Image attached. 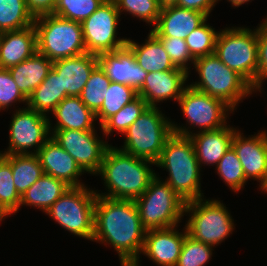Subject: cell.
Wrapping results in <instances>:
<instances>
[{
  "label": "cell",
  "instance_id": "b9f144b4",
  "mask_svg": "<svg viewBox=\"0 0 267 266\" xmlns=\"http://www.w3.org/2000/svg\"><path fill=\"white\" fill-rule=\"evenodd\" d=\"M258 38V91L263 80L267 79V18L257 28Z\"/></svg>",
  "mask_w": 267,
  "mask_h": 266
},
{
  "label": "cell",
  "instance_id": "277c9868",
  "mask_svg": "<svg viewBox=\"0 0 267 266\" xmlns=\"http://www.w3.org/2000/svg\"><path fill=\"white\" fill-rule=\"evenodd\" d=\"M33 25L36 30L37 52L49 60L87 53L81 23L51 13L36 16Z\"/></svg>",
  "mask_w": 267,
  "mask_h": 266
},
{
  "label": "cell",
  "instance_id": "83f0119b",
  "mask_svg": "<svg viewBox=\"0 0 267 266\" xmlns=\"http://www.w3.org/2000/svg\"><path fill=\"white\" fill-rule=\"evenodd\" d=\"M67 97L61 92L60 77L52 68L44 81L32 91L27 98V107L45 116L47 112H53L56 106Z\"/></svg>",
  "mask_w": 267,
  "mask_h": 266
},
{
  "label": "cell",
  "instance_id": "bcb514c9",
  "mask_svg": "<svg viewBox=\"0 0 267 266\" xmlns=\"http://www.w3.org/2000/svg\"><path fill=\"white\" fill-rule=\"evenodd\" d=\"M8 215H11V213L7 211L4 208V206L0 203V221H2Z\"/></svg>",
  "mask_w": 267,
  "mask_h": 266
},
{
  "label": "cell",
  "instance_id": "4316f807",
  "mask_svg": "<svg viewBox=\"0 0 267 266\" xmlns=\"http://www.w3.org/2000/svg\"><path fill=\"white\" fill-rule=\"evenodd\" d=\"M69 188L64 181L44 174L27 189L20 206H34L46 212Z\"/></svg>",
  "mask_w": 267,
  "mask_h": 266
},
{
  "label": "cell",
  "instance_id": "52a82bcc",
  "mask_svg": "<svg viewBox=\"0 0 267 266\" xmlns=\"http://www.w3.org/2000/svg\"><path fill=\"white\" fill-rule=\"evenodd\" d=\"M146 231L177 227L185 214L183 201L165 181L155 175L147 190L134 200Z\"/></svg>",
  "mask_w": 267,
  "mask_h": 266
},
{
  "label": "cell",
  "instance_id": "7dc6e473",
  "mask_svg": "<svg viewBox=\"0 0 267 266\" xmlns=\"http://www.w3.org/2000/svg\"><path fill=\"white\" fill-rule=\"evenodd\" d=\"M231 2L232 6L238 7L246 2H249L250 0H228Z\"/></svg>",
  "mask_w": 267,
  "mask_h": 266
},
{
  "label": "cell",
  "instance_id": "2e32d148",
  "mask_svg": "<svg viewBox=\"0 0 267 266\" xmlns=\"http://www.w3.org/2000/svg\"><path fill=\"white\" fill-rule=\"evenodd\" d=\"M232 147L241 162L246 179H257L262 187L267 179V133L262 131L256 136L243 137L235 131Z\"/></svg>",
  "mask_w": 267,
  "mask_h": 266
},
{
  "label": "cell",
  "instance_id": "ab89813d",
  "mask_svg": "<svg viewBox=\"0 0 267 266\" xmlns=\"http://www.w3.org/2000/svg\"><path fill=\"white\" fill-rule=\"evenodd\" d=\"M163 45L173 64L189 72L188 61L194 63L186 41L178 37H156Z\"/></svg>",
  "mask_w": 267,
  "mask_h": 266
},
{
  "label": "cell",
  "instance_id": "603a6c76",
  "mask_svg": "<svg viewBox=\"0 0 267 266\" xmlns=\"http://www.w3.org/2000/svg\"><path fill=\"white\" fill-rule=\"evenodd\" d=\"M37 52L34 25L3 33L0 45V68L12 67Z\"/></svg>",
  "mask_w": 267,
  "mask_h": 266
},
{
  "label": "cell",
  "instance_id": "7bdbcfd3",
  "mask_svg": "<svg viewBox=\"0 0 267 266\" xmlns=\"http://www.w3.org/2000/svg\"><path fill=\"white\" fill-rule=\"evenodd\" d=\"M218 0H179L176 6L202 12L207 17Z\"/></svg>",
  "mask_w": 267,
  "mask_h": 266
},
{
  "label": "cell",
  "instance_id": "3957f363",
  "mask_svg": "<svg viewBox=\"0 0 267 266\" xmlns=\"http://www.w3.org/2000/svg\"><path fill=\"white\" fill-rule=\"evenodd\" d=\"M157 167L168 170V185L185 202L202 198L200 166L189 136L172 133L166 140Z\"/></svg>",
  "mask_w": 267,
  "mask_h": 266
},
{
  "label": "cell",
  "instance_id": "d590c367",
  "mask_svg": "<svg viewBox=\"0 0 267 266\" xmlns=\"http://www.w3.org/2000/svg\"><path fill=\"white\" fill-rule=\"evenodd\" d=\"M207 19L185 39L191 56L196 59L215 53L216 39L219 32L206 24Z\"/></svg>",
  "mask_w": 267,
  "mask_h": 266
},
{
  "label": "cell",
  "instance_id": "f546056e",
  "mask_svg": "<svg viewBox=\"0 0 267 266\" xmlns=\"http://www.w3.org/2000/svg\"><path fill=\"white\" fill-rule=\"evenodd\" d=\"M34 19L25 0H0V32L30 27Z\"/></svg>",
  "mask_w": 267,
  "mask_h": 266
},
{
  "label": "cell",
  "instance_id": "9c48e42d",
  "mask_svg": "<svg viewBox=\"0 0 267 266\" xmlns=\"http://www.w3.org/2000/svg\"><path fill=\"white\" fill-rule=\"evenodd\" d=\"M96 191L70 187L45 213L59 225L88 240L93 239Z\"/></svg>",
  "mask_w": 267,
  "mask_h": 266
},
{
  "label": "cell",
  "instance_id": "f35d334b",
  "mask_svg": "<svg viewBox=\"0 0 267 266\" xmlns=\"http://www.w3.org/2000/svg\"><path fill=\"white\" fill-rule=\"evenodd\" d=\"M119 13L122 11L132 14L145 22L156 25L161 6L159 0H114Z\"/></svg>",
  "mask_w": 267,
  "mask_h": 266
},
{
  "label": "cell",
  "instance_id": "e0dca14e",
  "mask_svg": "<svg viewBox=\"0 0 267 266\" xmlns=\"http://www.w3.org/2000/svg\"><path fill=\"white\" fill-rule=\"evenodd\" d=\"M189 72L184 69H173L159 72H148L143 86L137 91L138 96L149 105L156 107L157 102L173 98L179 100L187 81Z\"/></svg>",
  "mask_w": 267,
  "mask_h": 266
},
{
  "label": "cell",
  "instance_id": "d6986e66",
  "mask_svg": "<svg viewBox=\"0 0 267 266\" xmlns=\"http://www.w3.org/2000/svg\"><path fill=\"white\" fill-rule=\"evenodd\" d=\"M44 174L64 181L70 187L84 186L78 178L84 171L74 158L51 136L36 153ZM83 172V173H82Z\"/></svg>",
  "mask_w": 267,
  "mask_h": 266
},
{
  "label": "cell",
  "instance_id": "5bb4252c",
  "mask_svg": "<svg viewBox=\"0 0 267 266\" xmlns=\"http://www.w3.org/2000/svg\"><path fill=\"white\" fill-rule=\"evenodd\" d=\"M96 133L95 131L53 130L51 137L74 158L84 172L96 174L110 146L100 140Z\"/></svg>",
  "mask_w": 267,
  "mask_h": 266
},
{
  "label": "cell",
  "instance_id": "6da1fadb",
  "mask_svg": "<svg viewBox=\"0 0 267 266\" xmlns=\"http://www.w3.org/2000/svg\"><path fill=\"white\" fill-rule=\"evenodd\" d=\"M145 234L134 200L97 196L92 241L112 245L121 266L139 265Z\"/></svg>",
  "mask_w": 267,
  "mask_h": 266
},
{
  "label": "cell",
  "instance_id": "7c38bea8",
  "mask_svg": "<svg viewBox=\"0 0 267 266\" xmlns=\"http://www.w3.org/2000/svg\"><path fill=\"white\" fill-rule=\"evenodd\" d=\"M47 117L28 107L16 110L10 123L9 147L3 154H36L50 138L52 128ZM34 146V152L28 151Z\"/></svg>",
  "mask_w": 267,
  "mask_h": 266
},
{
  "label": "cell",
  "instance_id": "cb8c5ba5",
  "mask_svg": "<svg viewBox=\"0 0 267 266\" xmlns=\"http://www.w3.org/2000/svg\"><path fill=\"white\" fill-rule=\"evenodd\" d=\"M52 114L58 121L52 130L96 131L93 126L96 115L80 97H65Z\"/></svg>",
  "mask_w": 267,
  "mask_h": 266
},
{
  "label": "cell",
  "instance_id": "8d00e7d4",
  "mask_svg": "<svg viewBox=\"0 0 267 266\" xmlns=\"http://www.w3.org/2000/svg\"><path fill=\"white\" fill-rule=\"evenodd\" d=\"M217 173L234 192L241 190L247 179L236 151L231 148L216 165Z\"/></svg>",
  "mask_w": 267,
  "mask_h": 266
},
{
  "label": "cell",
  "instance_id": "ee69618b",
  "mask_svg": "<svg viewBox=\"0 0 267 266\" xmlns=\"http://www.w3.org/2000/svg\"><path fill=\"white\" fill-rule=\"evenodd\" d=\"M28 10L34 17L53 13L56 0H25Z\"/></svg>",
  "mask_w": 267,
  "mask_h": 266
},
{
  "label": "cell",
  "instance_id": "f6af8a7d",
  "mask_svg": "<svg viewBox=\"0 0 267 266\" xmlns=\"http://www.w3.org/2000/svg\"><path fill=\"white\" fill-rule=\"evenodd\" d=\"M179 0H159V4L161 7L176 5Z\"/></svg>",
  "mask_w": 267,
  "mask_h": 266
},
{
  "label": "cell",
  "instance_id": "ac0fdd59",
  "mask_svg": "<svg viewBox=\"0 0 267 266\" xmlns=\"http://www.w3.org/2000/svg\"><path fill=\"white\" fill-rule=\"evenodd\" d=\"M98 65L111 81L130 85L136 91L143 86L147 76L127 46L98 55Z\"/></svg>",
  "mask_w": 267,
  "mask_h": 266
},
{
  "label": "cell",
  "instance_id": "7a4b0ae2",
  "mask_svg": "<svg viewBox=\"0 0 267 266\" xmlns=\"http://www.w3.org/2000/svg\"><path fill=\"white\" fill-rule=\"evenodd\" d=\"M148 164L154 162L138 158L117 147L109 146L99 171L105 181L108 193H96L111 199L135 200L148 188L151 179L156 175Z\"/></svg>",
  "mask_w": 267,
  "mask_h": 266
},
{
  "label": "cell",
  "instance_id": "ffe728a7",
  "mask_svg": "<svg viewBox=\"0 0 267 266\" xmlns=\"http://www.w3.org/2000/svg\"><path fill=\"white\" fill-rule=\"evenodd\" d=\"M184 228V233L175 227L146 231L141 253L160 266H175L188 234Z\"/></svg>",
  "mask_w": 267,
  "mask_h": 266
},
{
  "label": "cell",
  "instance_id": "681fc988",
  "mask_svg": "<svg viewBox=\"0 0 267 266\" xmlns=\"http://www.w3.org/2000/svg\"><path fill=\"white\" fill-rule=\"evenodd\" d=\"M2 38H3V32H0V45H1Z\"/></svg>",
  "mask_w": 267,
  "mask_h": 266
},
{
  "label": "cell",
  "instance_id": "c3c4849f",
  "mask_svg": "<svg viewBox=\"0 0 267 266\" xmlns=\"http://www.w3.org/2000/svg\"><path fill=\"white\" fill-rule=\"evenodd\" d=\"M261 190L264 192H267V179H266L265 183L262 185Z\"/></svg>",
  "mask_w": 267,
  "mask_h": 266
},
{
  "label": "cell",
  "instance_id": "7402d4cb",
  "mask_svg": "<svg viewBox=\"0 0 267 266\" xmlns=\"http://www.w3.org/2000/svg\"><path fill=\"white\" fill-rule=\"evenodd\" d=\"M207 18L202 12L176 5L165 6L161 8L157 24L150 32L155 37H178L185 40Z\"/></svg>",
  "mask_w": 267,
  "mask_h": 266
},
{
  "label": "cell",
  "instance_id": "4fadbf2b",
  "mask_svg": "<svg viewBox=\"0 0 267 266\" xmlns=\"http://www.w3.org/2000/svg\"><path fill=\"white\" fill-rule=\"evenodd\" d=\"M188 124L200 131L217 130L226 126L227 113L233 111L223 101L187 85L177 101Z\"/></svg>",
  "mask_w": 267,
  "mask_h": 266
},
{
  "label": "cell",
  "instance_id": "d6a6232c",
  "mask_svg": "<svg viewBox=\"0 0 267 266\" xmlns=\"http://www.w3.org/2000/svg\"><path fill=\"white\" fill-rule=\"evenodd\" d=\"M111 83V80L98 65L91 73L83 91L80 95L81 101L94 113L102 106L105 92Z\"/></svg>",
  "mask_w": 267,
  "mask_h": 266
},
{
  "label": "cell",
  "instance_id": "74e56055",
  "mask_svg": "<svg viewBox=\"0 0 267 266\" xmlns=\"http://www.w3.org/2000/svg\"><path fill=\"white\" fill-rule=\"evenodd\" d=\"M212 245L185 236L181 254L175 266H205L212 255Z\"/></svg>",
  "mask_w": 267,
  "mask_h": 266
},
{
  "label": "cell",
  "instance_id": "8992f818",
  "mask_svg": "<svg viewBox=\"0 0 267 266\" xmlns=\"http://www.w3.org/2000/svg\"><path fill=\"white\" fill-rule=\"evenodd\" d=\"M214 54L258 90L257 29L252 31L249 28L232 27L220 31Z\"/></svg>",
  "mask_w": 267,
  "mask_h": 266
},
{
  "label": "cell",
  "instance_id": "f907efd6",
  "mask_svg": "<svg viewBox=\"0 0 267 266\" xmlns=\"http://www.w3.org/2000/svg\"><path fill=\"white\" fill-rule=\"evenodd\" d=\"M3 156H4V154L0 152V159H1Z\"/></svg>",
  "mask_w": 267,
  "mask_h": 266
},
{
  "label": "cell",
  "instance_id": "836d02e7",
  "mask_svg": "<svg viewBox=\"0 0 267 266\" xmlns=\"http://www.w3.org/2000/svg\"><path fill=\"white\" fill-rule=\"evenodd\" d=\"M0 203L11 214L17 212L21 204V196L16 191L11 169V155L0 159Z\"/></svg>",
  "mask_w": 267,
  "mask_h": 266
},
{
  "label": "cell",
  "instance_id": "5b68a950",
  "mask_svg": "<svg viewBox=\"0 0 267 266\" xmlns=\"http://www.w3.org/2000/svg\"><path fill=\"white\" fill-rule=\"evenodd\" d=\"M193 64L200 82L190 86L223 101L233 111L243 97L254 91L241 75L229 69L215 54L196 58Z\"/></svg>",
  "mask_w": 267,
  "mask_h": 266
},
{
  "label": "cell",
  "instance_id": "e575fe53",
  "mask_svg": "<svg viewBox=\"0 0 267 266\" xmlns=\"http://www.w3.org/2000/svg\"><path fill=\"white\" fill-rule=\"evenodd\" d=\"M106 0H56L53 15L82 23Z\"/></svg>",
  "mask_w": 267,
  "mask_h": 266
},
{
  "label": "cell",
  "instance_id": "4dcf8cb0",
  "mask_svg": "<svg viewBox=\"0 0 267 266\" xmlns=\"http://www.w3.org/2000/svg\"><path fill=\"white\" fill-rule=\"evenodd\" d=\"M101 108L95 113L100 126L111 116L121 110L126 104L138 97V92L130 85L111 81Z\"/></svg>",
  "mask_w": 267,
  "mask_h": 266
},
{
  "label": "cell",
  "instance_id": "30bf717a",
  "mask_svg": "<svg viewBox=\"0 0 267 266\" xmlns=\"http://www.w3.org/2000/svg\"><path fill=\"white\" fill-rule=\"evenodd\" d=\"M184 212L191 213L185 225L188 235L202 243L217 246L234 229L232 217L218 200L204 202L200 198L185 202Z\"/></svg>",
  "mask_w": 267,
  "mask_h": 266
},
{
  "label": "cell",
  "instance_id": "ba28073f",
  "mask_svg": "<svg viewBox=\"0 0 267 266\" xmlns=\"http://www.w3.org/2000/svg\"><path fill=\"white\" fill-rule=\"evenodd\" d=\"M164 118L157 108L149 106L124 133L126 140L121 150L135 157L156 163L162 153L167 138L173 133L172 121Z\"/></svg>",
  "mask_w": 267,
  "mask_h": 266
},
{
  "label": "cell",
  "instance_id": "44dd1931",
  "mask_svg": "<svg viewBox=\"0 0 267 266\" xmlns=\"http://www.w3.org/2000/svg\"><path fill=\"white\" fill-rule=\"evenodd\" d=\"M98 66V56L90 53L53 61L52 68L60 77L61 92L80 97L92 71Z\"/></svg>",
  "mask_w": 267,
  "mask_h": 266
},
{
  "label": "cell",
  "instance_id": "d4e9b609",
  "mask_svg": "<svg viewBox=\"0 0 267 266\" xmlns=\"http://www.w3.org/2000/svg\"><path fill=\"white\" fill-rule=\"evenodd\" d=\"M53 61L45 55L35 52L31 57L18 65L8 68L21 93L28 98L47 77Z\"/></svg>",
  "mask_w": 267,
  "mask_h": 266
},
{
  "label": "cell",
  "instance_id": "9a60e30c",
  "mask_svg": "<svg viewBox=\"0 0 267 266\" xmlns=\"http://www.w3.org/2000/svg\"><path fill=\"white\" fill-rule=\"evenodd\" d=\"M172 131L173 133L190 137L199 166H202V164H218L223 155L231 148L236 129L226 125L217 130L198 131L195 134L189 132L188 128L186 129L184 126L182 128L173 122Z\"/></svg>",
  "mask_w": 267,
  "mask_h": 266
},
{
  "label": "cell",
  "instance_id": "8fae6325",
  "mask_svg": "<svg viewBox=\"0 0 267 266\" xmlns=\"http://www.w3.org/2000/svg\"><path fill=\"white\" fill-rule=\"evenodd\" d=\"M120 15L115 1L106 0L81 23L87 53L98 56L126 46L127 38L116 39Z\"/></svg>",
  "mask_w": 267,
  "mask_h": 266
},
{
  "label": "cell",
  "instance_id": "1f68e13d",
  "mask_svg": "<svg viewBox=\"0 0 267 266\" xmlns=\"http://www.w3.org/2000/svg\"><path fill=\"white\" fill-rule=\"evenodd\" d=\"M148 107L149 105L143 98L138 96L101 125L103 134L110 135L113 133V130L124 134L128 127L133 124V122L139 118Z\"/></svg>",
  "mask_w": 267,
  "mask_h": 266
},
{
  "label": "cell",
  "instance_id": "60d3db41",
  "mask_svg": "<svg viewBox=\"0 0 267 266\" xmlns=\"http://www.w3.org/2000/svg\"><path fill=\"white\" fill-rule=\"evenodd\" d=\"M17 101L27 103V98L21 93L8 69L0 68V110Z\"/></svg>",
  "mask_w": 267,
  "mask_h": 266
},
{
  "label": "cell",
  "instance_id": "484cf974",
  "mask_svg": "<svg viewBox=\"0 0 267 266\" xmlns=\"http://www.w3.org/2000/svg\"><path fill=\"white\" fill-rule=\"evenodd\" d=\"M126 46L134 54L137 64L147 73L181 69L173 64L162 43L151 32L145 44L138 45L127 39Z\"/></svg>",
  "mask_w": 267,
  "mask_h": 266
},
{
  "label": "cell",
  "instance_id": "f1b7e54d",
  "mask_svg": "<svg viewBox=\"0 0 267 266\" xmlns=\"http://www.w3.org/2000/svg\"><path fill=\"white\" fill-rule=\"evenodd\" d=\"M11 169L16 191L22 197L44 171L36 154L11 155Z\"/></svg>",
  "mask_w": 267,
  "mask_h": 266
}]
</instances>
